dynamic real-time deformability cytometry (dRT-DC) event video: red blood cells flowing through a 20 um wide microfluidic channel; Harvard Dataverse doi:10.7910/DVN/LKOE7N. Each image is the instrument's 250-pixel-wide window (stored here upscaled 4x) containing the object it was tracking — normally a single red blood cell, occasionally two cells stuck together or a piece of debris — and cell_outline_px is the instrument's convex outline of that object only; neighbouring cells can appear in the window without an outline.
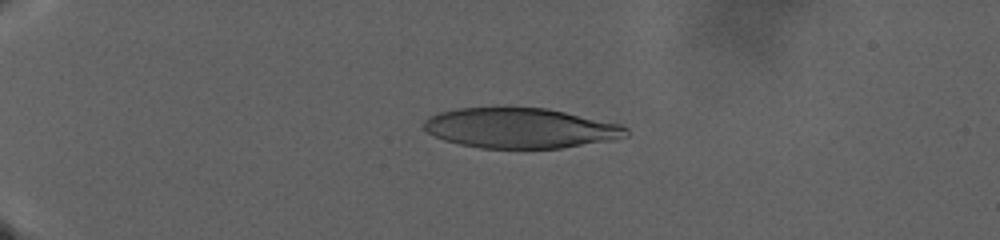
{"species": "human", "species_latin": "Homo sapiens", "temperature_condition": "warm", "stored_images_in_passage": 96, "camera_frame_rate_fps": 3000, "um_per_image_px": 0.085, "donor": {"sex": "male"}, "frame": {"image": 1, "passage_image": 1, "time_ms": 0.0, "image_size_px": [1000, 240], "cell_outline_px": [[628, 136], [612, 140], [560, 148], [480, 148], [460, 144], [444, 140], [428, 132], [424, 128], [424, 120], [428, 116], [440, 112], [456, 108], [496, 104], [504, 104], [548, 108], [620, 124], [628, 128]], "centroid_in_image_um": [44.19, 10.83], "position_along_channel_um": 40.8, "area_um2": 48.61}}
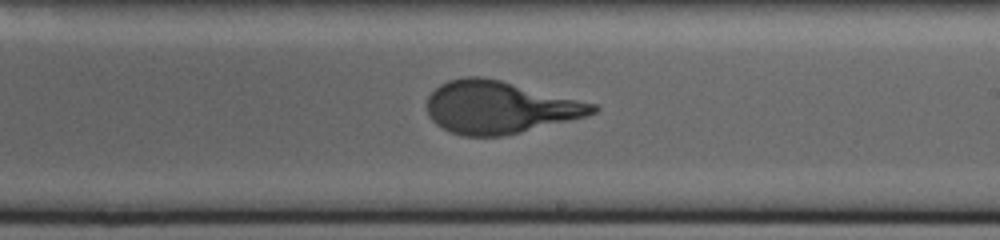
{"frame": {"image": 2, "passage_image": 51, "time_ms": 16.667, "image_size_px": [1000, 240], "cell_outline_px": [[600, 108], [596, 112], [584, 116], [504, 136], [464, 136], [452, 132], [436, 124], [428, 116], [428, 96], [440, 84], [448, 80], [464, 76], [480, 76], [500, 80], [596, 104]], "centroid_in_image_um": [42.42, 9.11], "position_along_channel_um": 246.6, "area_um2": 50.05}}
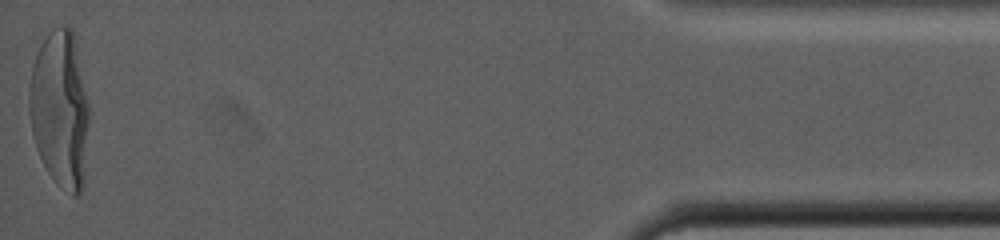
{"frame": {"image": 3, "passage_image": 96, "time_ms": 31.667, "image_size_px": [1000, 240], "cell_outline_px": [[88, 124], [80, 192], [76, 196], [72, 196], [56, 184], [48, 172], [36, 148], [32, 132], [28, 104], [28, 84], [32, 68], [40, 44], [48, 32], [52, 28], [72, 28], [88, 100]], "centroid_in_image_um": [5.06, 9.25], "position_along_channel_um": 430.1, "area_um2": 54.04}}